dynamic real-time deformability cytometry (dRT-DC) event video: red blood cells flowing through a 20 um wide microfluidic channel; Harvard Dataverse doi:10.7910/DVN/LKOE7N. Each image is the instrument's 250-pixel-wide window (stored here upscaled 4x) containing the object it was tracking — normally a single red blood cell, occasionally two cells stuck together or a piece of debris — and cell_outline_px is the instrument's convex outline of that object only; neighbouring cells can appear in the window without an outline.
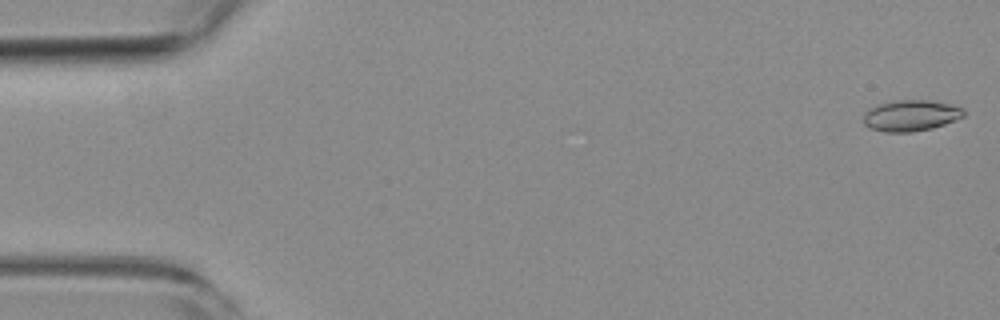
{"species": "common noctule bat (a hibernating species)", "species_latin": "Nyctalus noctula", "temperature_condition": "room temperature", "stored_images_in_passage": 20, "camera_frame_rate_fps": 3000, "um_per_image_px": 0.085, "animal": {"sex": "female", "body_mass_g": 19.3, "forearm_length_mm": 54.1}, "frame": {"image": 1, "passage_image": 1, "time_ms": 0.0, "image_size_px": [1000, 320], "cell_outline_px": [[964, 116], [956, 120], [932, 128], [912, 132], [884, 132], [868, 128], [864, 124], [864, 112], [868, 108], [880, 104], [896, 100], [928, 100], [948, 104], [964, 108]], "centroid_in_image_um": [77.39, 9.83], "position_along_channel_um": 7.6, "area_um2": 18.21}}
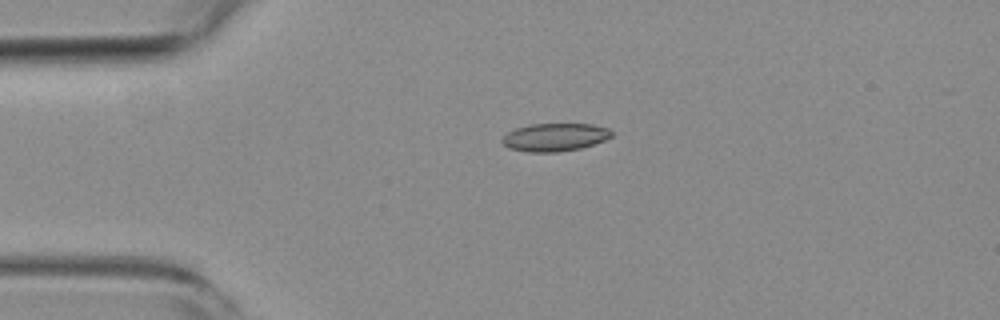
{"frame": {"image": 2, "passage_image": 12, "time_ms": 3.667, "image_size_px": [1000, 320], "cell_outline_px": [[612, 136], [604, 140], [580, 148], [556, 152], [528, 152], [508, 148], [500, 140], [508, 132], [516, 128], [532, 124], [592, 124], [608, 128], [612, 132]], "centroid_in_image_um": [47.14, 11.66], "position_along_channel_um": 37.9, "area_um2": 17.69}}
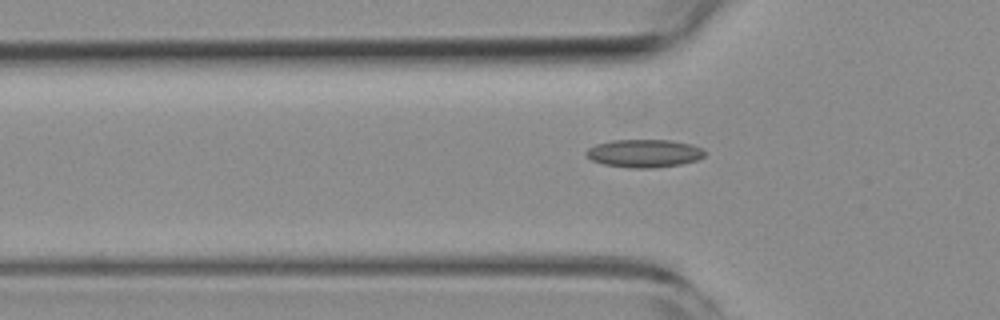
{"frame": {"image": 3, "passage_image": 17, "time_ms": 5.333, "image_size_px": [1000, 320], "cell_outline_px": [[704, 156], [696, 160], [680, 164], [656, 168], [632, 168], [604, 164], [592, 160], [584, 152], [588, 148], [596, 144], [612, 140], [672, 140], [704, 148]], "centroid_in_image_um": [54.75, 13.03], "position_along_channel_um": 71.1, "area_um2": 19.25}}